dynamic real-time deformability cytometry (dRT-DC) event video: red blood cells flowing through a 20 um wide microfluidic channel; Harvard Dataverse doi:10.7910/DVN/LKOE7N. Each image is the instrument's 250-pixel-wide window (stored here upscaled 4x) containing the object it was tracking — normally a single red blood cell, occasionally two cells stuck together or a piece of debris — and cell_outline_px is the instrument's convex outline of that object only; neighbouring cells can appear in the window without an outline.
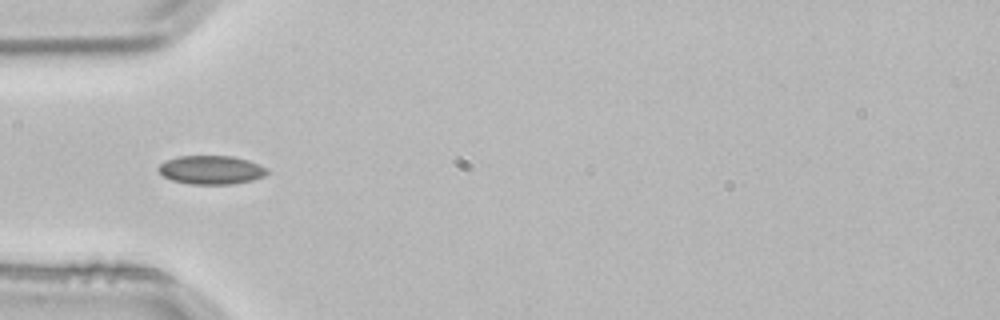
{"species": "common noctule bat (a hibernating species)", "species_latin": "Nyctalus noctula", "temperature_condition": "room temperature", "stored_images_in_passage": 2, "camera_frame_rate_fps": 3000, "um_per_image_px": 0.085, "animal": {"sex": "male", "body_mass_g": 21.5, "forearm_length_mm": 52.0}, "frame": {"image": 1, "passage_image": 2, "time_ms": 0.333, "image_size_px": [1000, 320], "cell_outline_px": [[268, 172], [264, 176], [252, 180], [232, 184], [188, 184], [172, 180], [164, 176], [156, 168], [164, 160], [176, 156], [232, 156], [248, 160], [268, 168]], "centroid_in_image_um": [17.93, 14.43], "position_along_channel_um": 67.1, "area_um2": 18.26}}